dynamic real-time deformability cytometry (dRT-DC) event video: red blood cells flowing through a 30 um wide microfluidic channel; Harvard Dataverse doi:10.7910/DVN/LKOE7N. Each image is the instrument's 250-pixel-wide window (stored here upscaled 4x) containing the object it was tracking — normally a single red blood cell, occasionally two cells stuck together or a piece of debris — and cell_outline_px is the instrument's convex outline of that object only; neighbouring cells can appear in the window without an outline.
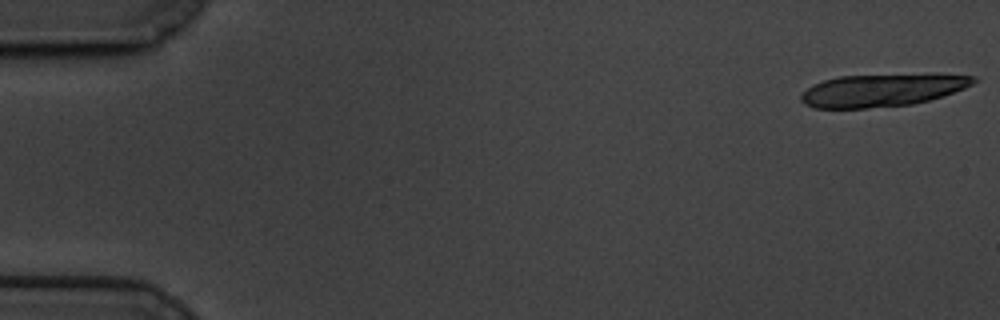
{"species": "common noctule bat (a hibernating species)", "species_latin": "Nyctalus noctula", "temperature_condition": "cold", "stored_images_in_passage": 20, "camera_frame_rate_fps": 3000, "um_per_image_px": 0.085, "animal": {"sex": "male", "body_mass_g": 19.5, "forearm_length_mm": 54.6}, "frame": {"image": 1, "passage_image": 1, "time_ms": 0.0, "image_size_px": [1000, 320], "cell_outline_px": [[980, 80], [964, 88], [928, 100], [912, 104], [868, 108], [812, 108], [804, 104], [800, 100], [800, 96], [812, 84], [824, 80], [840, 76], [976, 76]], "centroid_in_image_um": [74.86, 7.7], "position_along_channel_um": 10.1, "area_um2": 31.56}}